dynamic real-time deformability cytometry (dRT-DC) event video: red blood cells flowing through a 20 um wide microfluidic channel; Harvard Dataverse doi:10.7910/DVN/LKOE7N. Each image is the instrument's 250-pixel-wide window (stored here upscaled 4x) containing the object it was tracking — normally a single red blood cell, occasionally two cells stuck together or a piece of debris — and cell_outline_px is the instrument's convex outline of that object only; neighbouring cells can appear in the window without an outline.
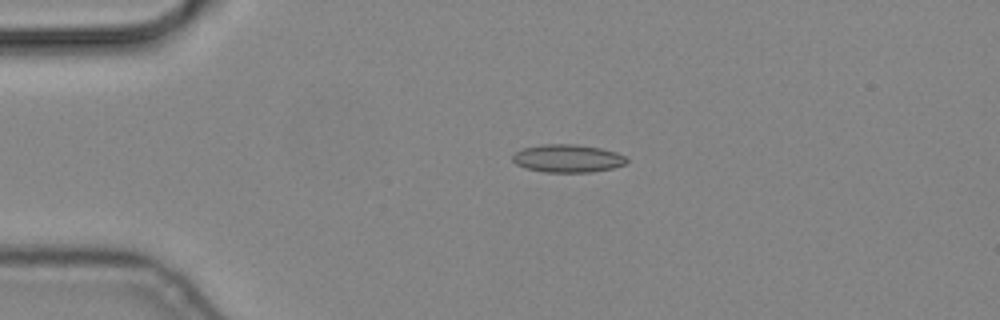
{"species": "common noctule bat (a hibernating species)", "species_latin": "Nyctalus noctula", "temperature_condition": "cold", "stored_images_in_passage": 6, "camera_frame_rate_fps": 3000, "um_per_image_px": 0.085, "animal": {"sex": "male", "body_mass_g": 19.2, "forearm_length_mm": 51.8}, "frame": {"image": 1, "passage_image": 4, "time_ms": 1.0, "image_size_px": [1000, 320], "cell_outline_px": [[628, 160], [624, 164], [612, 168], [592, 172], [544, 172], [524, 168], [516, 164], [512, 160], [512, 156], [516, 152], [524, 148], [544, 144], [576, 144], [600, 148], [616, 152], [628, 156]], "centroid_in_image_um": [48.26, 13.47], "position_along_channel_um": 36.7, "area_um2": 18.61}}